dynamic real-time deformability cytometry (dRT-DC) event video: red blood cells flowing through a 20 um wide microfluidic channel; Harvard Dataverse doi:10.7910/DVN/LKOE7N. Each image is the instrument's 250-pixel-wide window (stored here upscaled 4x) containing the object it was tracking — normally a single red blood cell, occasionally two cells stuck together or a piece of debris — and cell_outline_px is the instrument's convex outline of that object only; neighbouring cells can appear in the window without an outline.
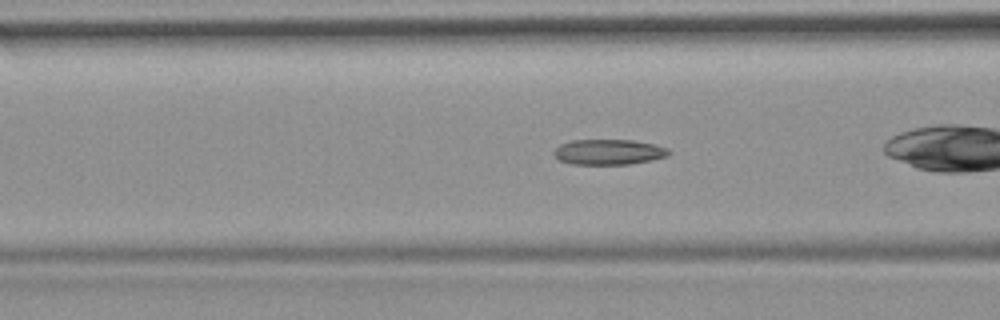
{"species": "common noctule bat (a hibernating species)", "species_latin": "Nyctalus noctula", "temperature_condition": "room temperature", "stored_images_in_passage": 40, "camera_frame_rate_fps": 3000, "um_per_image_px": 0.085, "animal": {"sex": "female", "body_mass_g": 19.9}, "frame": {"image": 1, "passage_image": 7, "time_ms": 2.0, "image_size_px": [1000, 320], "cell_outline_px": [[672, 152], [668, 156], [652, 160], [628, 164], [568, 164], [560, 160], [552, 152], [560, 144], [572, 140], [632, 140], [656, 144], [668, 148]], "centroid_in_image_um": [51.77, 12.92], "position_along_channel_um": 114.8, "area_um2": 17.11}, "authors_computed_cell_mechanics": {"area_um2": 16.9932, "velocity_mm_per_s": 3.7866, "shape_relaxation_time_tau1_ms": null, "shape_relaxation_time_tau2_ms": 3.4001, "deformation_change_tau1": null, "deformation_change_tau2": 0.0997}}